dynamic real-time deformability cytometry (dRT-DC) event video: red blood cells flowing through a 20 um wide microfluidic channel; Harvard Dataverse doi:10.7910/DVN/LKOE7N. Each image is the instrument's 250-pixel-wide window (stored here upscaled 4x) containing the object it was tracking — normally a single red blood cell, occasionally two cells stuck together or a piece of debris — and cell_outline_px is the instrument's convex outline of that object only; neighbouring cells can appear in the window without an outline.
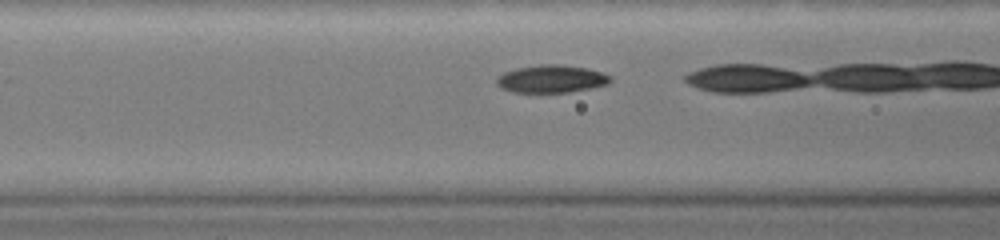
{"species": "common noctule bat (a hibernating species)", "species_latin": "Nyctalus noctula", "temperature_condition": "warm", "stored_images_in_passage": 12, "camera_frame_rate_fps": 3000, "um_per_image_px": 0.085, "animal": {"sex": "female", "body_mass_g": 19.0, "forearm_length_mm": 51.5}, "frame": {"image": 1, "passage_image": 7, "time_ms": 2.0, "image_size_px": [1000, 240], "cell_outline_px": [[612, 80], [608, 84], [592, 88], [568, 92], [512, 92], [500, 88], [496, 84], [496, 76], [504, 72], [516, 68], [540, 64], [560, 64], [588, 68], [604, 72], [612, 76]], "centroid_in_image_um": [46.88, 6.7], "position_along_channel_um": 119.7, "area_um2": 18.67}}